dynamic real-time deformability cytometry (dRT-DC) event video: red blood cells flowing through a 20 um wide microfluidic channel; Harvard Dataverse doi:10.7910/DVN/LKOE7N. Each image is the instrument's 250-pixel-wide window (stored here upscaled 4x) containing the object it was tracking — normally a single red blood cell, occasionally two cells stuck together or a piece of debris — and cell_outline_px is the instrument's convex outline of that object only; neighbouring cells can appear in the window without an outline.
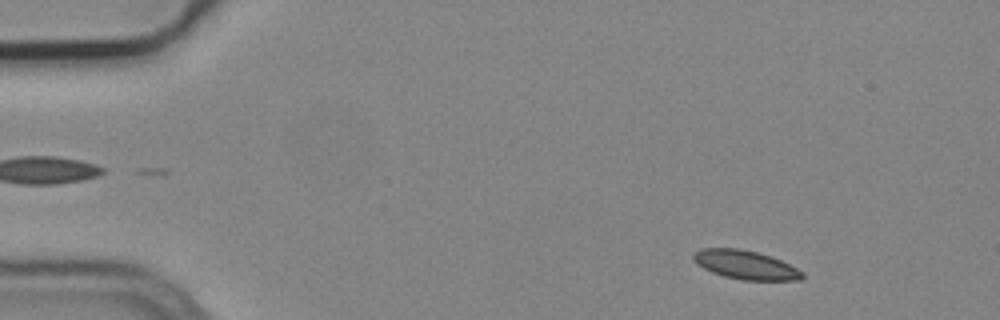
{"species": "common noctule bat (a hibernating species)", "species_latin": "Nyctalus noctula", "temperature_condition": "cold", "stored_images_in_passage": 52, "camera_frame_rate_fps": 3000, "um_per_image_px": 0.085, "animal": {"sex": "male", "body_mass_g": 19.2, "forearm_length_mm": 51.8}, "frame": {"image": 1, "passage_image": 4, "time_ms": 1.0, "image_size_px": [1000, 320], "cell_outline_px": [[804, 276], [800, 280], [744, 280], [724, 276], [712, 272], [704, 268], [692, 260], [692, 252], [704, 248], [740, 248], [756, 252], [780, 260], [804, 272]], "centroid_in_image_um": [63.33, 22.51], "position_along_channel_um": 21.7, "area_um2": 18.15}}
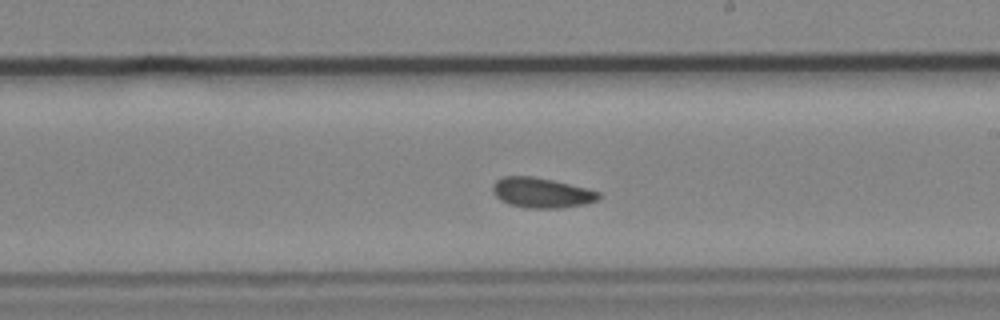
{"frame": {"image": 2, "passage_image": 29, "time_ms": 9.333, "image_size_px": [1000, 320], "cell_outline_px": [[600, 196], [596, 200], [584, 204], [560, 208], [524, 208], [508, 204], [500, 200], [492, 192], [492, 184], [496, 180], [504, 176], [532, 176], [552, 180], [588, 188], [600, 192]], "centroid_in_image_um": [45.99, 16.38], "position_along_channel_um": 243.0, "area_um2": 18.67}}
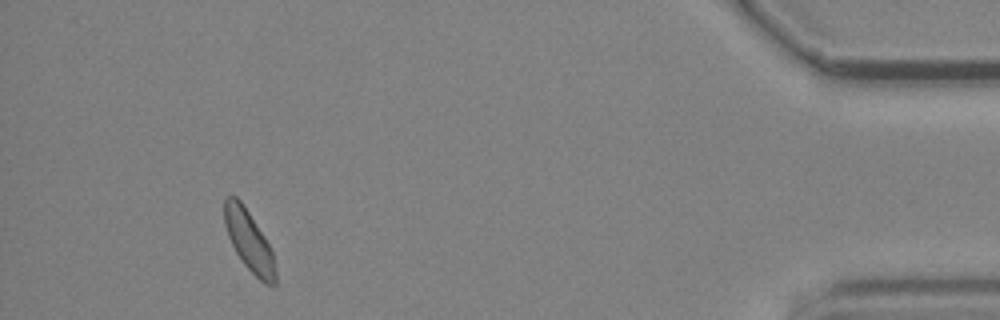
{"frame": {"image": 3, "passage_image": 48, "time_ms": 15.667, "image_size_px": [1000, 320], "cell_outline_px": [[276, 284], [264, 284], [244, 264], [236, 252], [228, 236], [224, 224], [224, 200], [228, 196], [236, 196], [240, 200], [264, 236], [272, 252], [276, 272]], "centroid_in_image_um": [21.15, 20.47], "position_along_channel_um": 414.0, "area_um2": 17.63}, "authors_computed_cell_mechanics": {"area_um2": 18.1781, "velocity_mm_per_s": 3.7381, "shape_relaxation_time_tau1_ms": null, "shape_relaxation_time_tau2_ms": 4.4636, "deformation_change_tau1": null, "deformation_change_tau2": 0.0897}}